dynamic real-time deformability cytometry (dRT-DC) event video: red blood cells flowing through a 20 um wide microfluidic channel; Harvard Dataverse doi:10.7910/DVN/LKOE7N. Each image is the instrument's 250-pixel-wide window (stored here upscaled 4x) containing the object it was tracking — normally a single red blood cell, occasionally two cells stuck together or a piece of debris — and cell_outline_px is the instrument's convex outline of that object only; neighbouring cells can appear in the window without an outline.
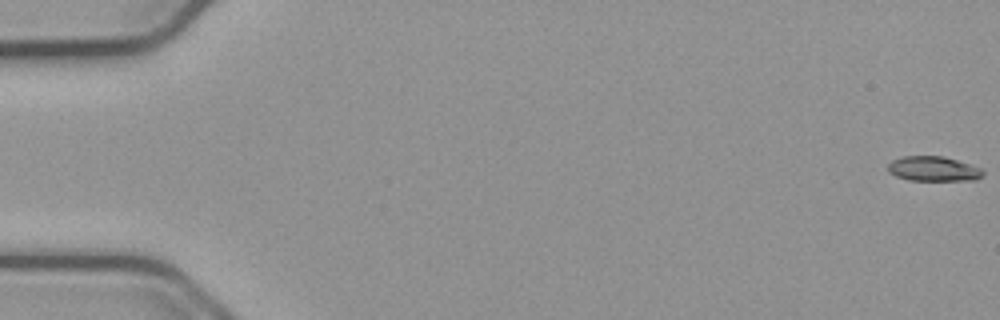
{"species": "common noctule bat (a hibernating species)", "species_latin": "Nyctalus noctula", "temperature_condition": "cold", "stored_images_in_passage": 56, "camera_frame_rate_fps": 3000, "um_per_image_px": 0.085, "animal": {"sex": "male", "body_mass_g": 23.1, "forearm_length_mm": 52.7}, "frame": {"image": 1, "passage_image": 1, "time_ms": 0.0, "image_size_px": [1000, 320], "cell_outline_px": [[984, 172], [976, 180], [908, 180], [896, 176], [888, 172], [888, 164], [892, 160], [904, 156], [944, 156], [980, 168]], "centroid_in_image_um": [79.29, 14.35], "position_along_channel_um": 5.7, "area_um2": 13.58}}
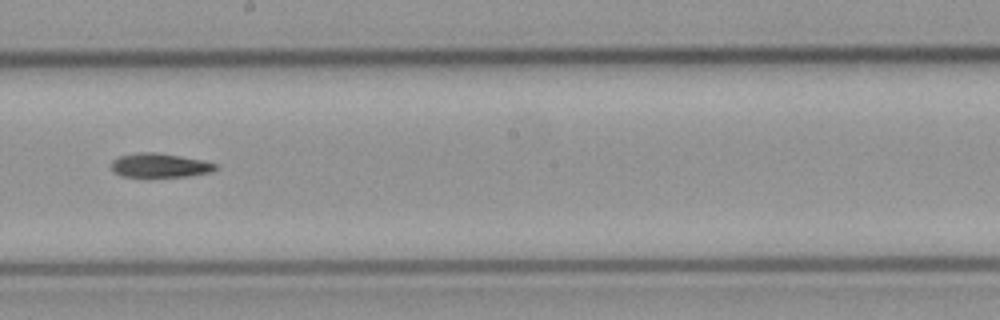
{"frame": {"image": 2, "passage_image": 32, "time_ms": 10.333, "image_size_px": [1000, 320], "cell_outline_px": [[216, 168], [212, 172], [188, 176], [120, 176], [112, 172], [112, 160], [120, 156], [140, 152], [152, 152], [200, 160], [216, 164]], "centroid_in_image_um": [13.53, 14.06], "position_along_channel_um": 234.7, "area_um2": 14.22}}
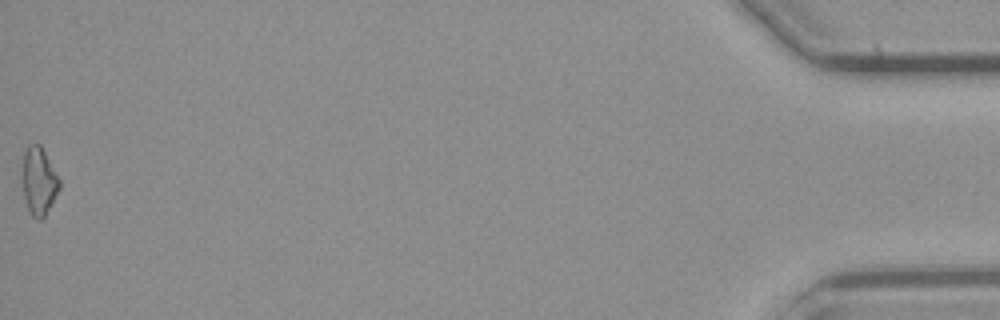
{"frame": {"image": 3, "passage_image": 56, "time_ms": 18.333, "image_size_px": [1000, 320], "cell_outline_px": [[60, 188], [44, 216], [40, 220], [36, 220], [32, 216], [28, 208], [24, 196], [24, 152], [28, 144], [40, 144], [60, 180]], "centroid_in_image_um": [3.32, 15.4], "position_along_channel_um": 431.9, "area_um2": 14.1}, "authors_computed_cell_mechanics": {"area_um2": 14.5656, "velocity_mm_per_s": 3.7687, "shape_relaxation_time_tau1_ms": 8.0349, "shape_relaxation_time_tau2_ms": null, "deformation_change_tau1": 0.1798, "deformation_change_tau2": null}}